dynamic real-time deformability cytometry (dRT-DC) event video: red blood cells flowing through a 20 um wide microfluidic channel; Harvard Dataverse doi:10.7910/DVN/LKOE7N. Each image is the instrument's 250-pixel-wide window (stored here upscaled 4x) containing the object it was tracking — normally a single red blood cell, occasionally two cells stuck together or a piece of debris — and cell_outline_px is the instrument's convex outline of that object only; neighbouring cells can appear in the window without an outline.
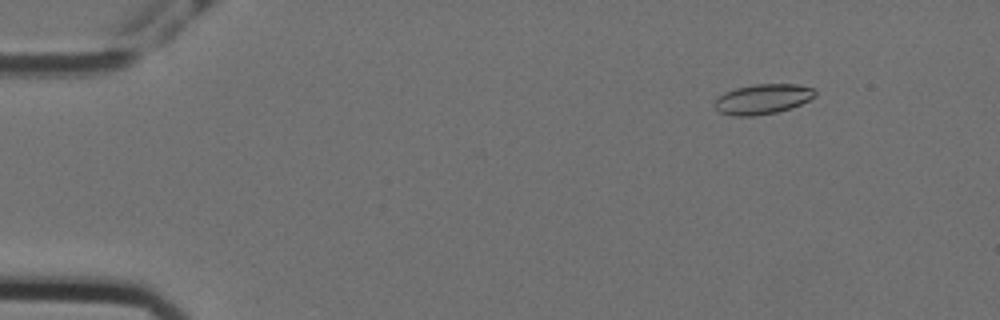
{"species": "Egyptian fruit bat (a non-hibernating species)", "species_latin": "Rousettus aegyptiacus", "temperature_condition": "cold", "stored_images_in_passage": 43, "camera_frame_rate_fps": 3000, "um_per_image_px": 0.085, "animal": {"sex": "female"}, "frame": {"image": 1, "passage_image": 5, "time_ms": 1.333, "image_size_px": [1000, 320], "cell_outline_px": [[816, 96], [792, 108], [776, 112], [752, 116], [732, 116], [720, 112], [712, 104], [724, 92], [736, 88], [756, 84], [796, 84], [812, 88], [816, 92]], "centroid_in_image_um": [64.82, 8.42], "position_along_channel_um": 20.2, "area_um2": 17.51}}
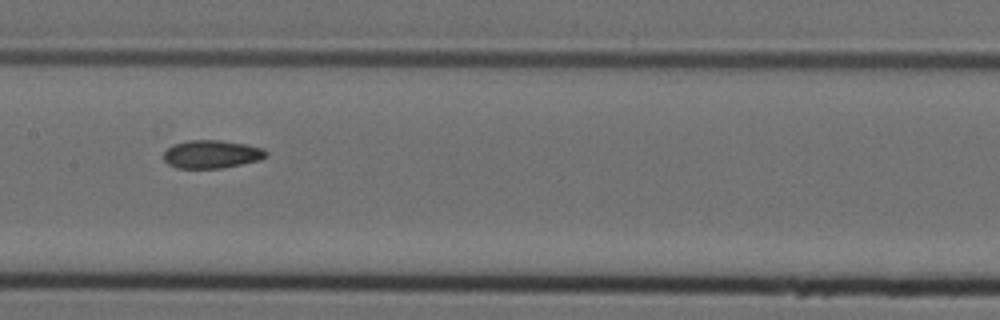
{"frame": {"image": 2, "passage_image": 27, "time_ms": 8.667, "image_size_px": [1000, 320], "cell_outline_px": [[268, 156], [260, 160], [220, 168], [176, 168], [168, 164], [164, 160], [164, 152], [172, 144], [188, 140], [220, 140], [248, 144], [264, 148], [268, 152]], "centroid_in_image_um": [18.01, 13.1], "position_along_channel_um": 189.4, "area_um2": 16.94}}
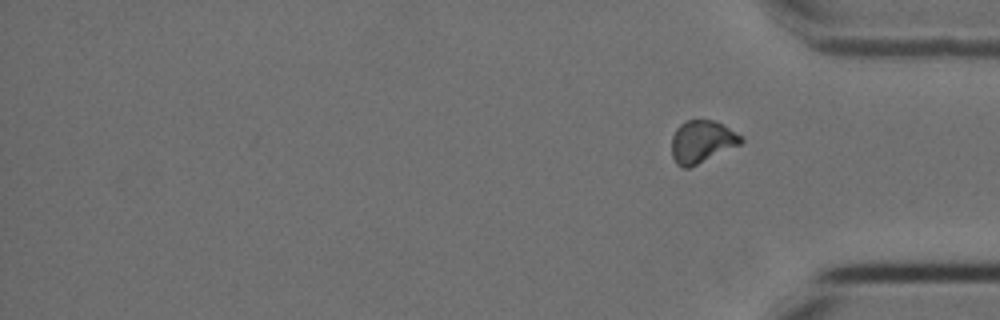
{"frame": {"image": 3, "passage_image": 43, "time_ms": 14.0, "image_size_px": [1000, 320], "cell_outline_px": [[744, 140], [740, 144], [688, 168], [680, 168], [676, 164], [672, 156], [672, 136], [676, 128], [680, 124], [688, 120], [716, 120], [740, 136]], "centroid_in_image_um": [59.61, 12.04], "position_along_channel_um": 375.6, "area_um2": 16.88}, "authors_computed_cell_mechanics": {"area_um2": 16.9354, "velocity_mm_per_s": 3.5652, "shape_relaxation_time_tau1_ms": null, "shape_relaxation_time_tau2_ms": 3.5664, "deformation_change_tau1": null, "deformation_change_tau2": 0.0803}}